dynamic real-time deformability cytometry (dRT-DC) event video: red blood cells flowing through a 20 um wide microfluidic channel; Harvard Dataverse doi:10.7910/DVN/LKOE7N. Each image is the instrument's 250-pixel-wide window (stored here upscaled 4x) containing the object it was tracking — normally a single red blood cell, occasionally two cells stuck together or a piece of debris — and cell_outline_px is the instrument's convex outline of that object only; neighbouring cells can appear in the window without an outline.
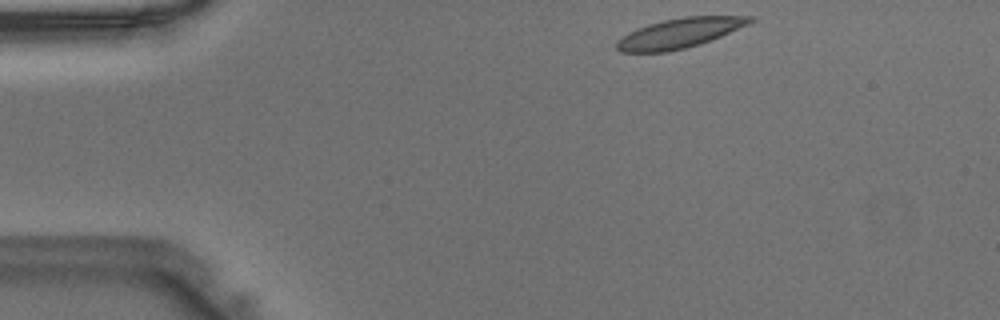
{"species": "Egyptian fruit bat (a non-hibernating species)", "species_latin": "Rousettus aegyptiacus", "temperature_condition": "warm", "stored_images_in_passage": 40, "camera_frame_rate_fps": 3000, "um_per_image_px": 0.085, "animal": {"sex": "male"}, "frame": {"image": 1, "passage_image": 1, "time_ms": 0.0, "image_size_px": [1000, 320], "cell_outline_px": [[756, 20], [748, 24], [720, 36], [700, 44], [668, 52], [620, 52], [616, 48], [616, 40], [628, 32], [636, 28], [648, 24], [664, 20], [684, 16], [756, 16]], "centroid_in_image_um": [57.73, 2.81], "position_along_channel_um": 27.3, "area_um2": 23.12}}
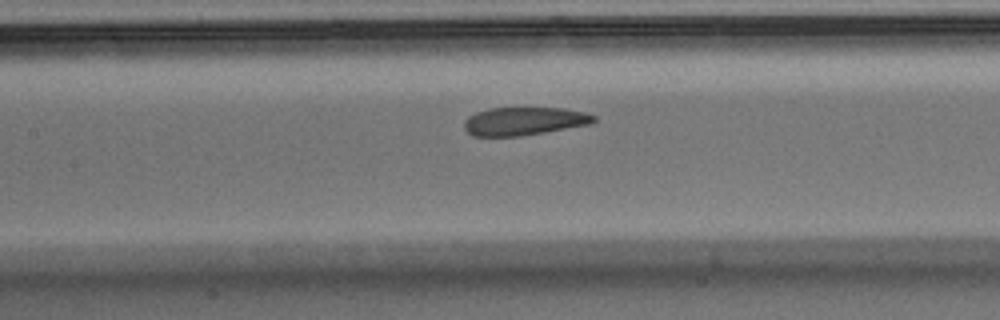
{"frame": {"image": 2, "passage_image": 15, "time_ms": 4.667, "image_size_px": [1000, 320], "cell_outline_px": [[596, 120], [588, 124], [544, 132], [520, 136], [472, 136], [464, 128], [464, 120], [468, 116], [476, 112], [488, 108], [564, 108], [584, 112], [596, 116]], "centroid_in_image_um": [44.5, 10.29], "position_along_channel_um": 162.9, "area_um2": 21.15}}
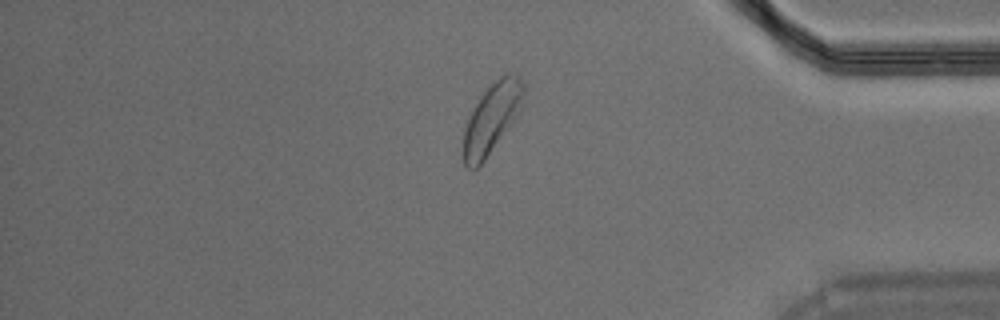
{"frame": {"image": 3, "passage_image": 33, "time_ms": 10.667, "image_size_px": [1000, 320], "cell_outline_px": [[524, 92], [520, 112], [484, 160], [476, 168], [468, 168], [464, 164], [464, 128], [468, 116], [480, 96], [500, 76], [508, 72], [516, 72], [520, 76], [524, 84]], "centroid_in_image_um": [41.82, 9.99], "position_along_channel_um": 393.4, "area_um2": 24.28}}